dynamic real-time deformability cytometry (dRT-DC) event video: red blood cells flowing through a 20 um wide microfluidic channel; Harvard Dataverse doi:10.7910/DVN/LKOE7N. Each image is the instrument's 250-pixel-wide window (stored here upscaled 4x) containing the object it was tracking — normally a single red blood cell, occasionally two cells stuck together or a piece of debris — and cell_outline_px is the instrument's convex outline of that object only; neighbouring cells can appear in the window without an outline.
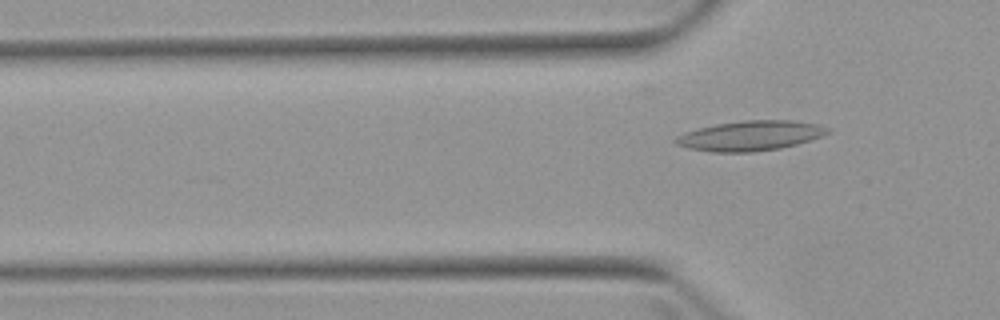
{"species": "Egyptian fruit bat (a non-hibernating species)", "species_latin": "Rousettus aegyptiacus", "temperature_condition": "warm", "stored_images_in_passage": 5, "camera_frame_rate_fps": 3000, "um_per_image_px": 0.085, "animal": {"sex": "female"}, "frame": {"image": 1, "passage_image": 5, "time_ms": 5.667, "image_size_px": [1000, 320], "cell_outline_px": [[832, 132], [824, 136], [796, 144], [780, 148], [752, 152], [712, 152], [688, 148], [676, 144], [672, 140], [676, 136], [684, 132], [716, 124], [744, 120], [792, 120], [816, 124], [828, 128]], "centroid_in_image_um": [63.77, 11.54], "position_along_channel_um": 62.0, "area_um2": 26.53}}